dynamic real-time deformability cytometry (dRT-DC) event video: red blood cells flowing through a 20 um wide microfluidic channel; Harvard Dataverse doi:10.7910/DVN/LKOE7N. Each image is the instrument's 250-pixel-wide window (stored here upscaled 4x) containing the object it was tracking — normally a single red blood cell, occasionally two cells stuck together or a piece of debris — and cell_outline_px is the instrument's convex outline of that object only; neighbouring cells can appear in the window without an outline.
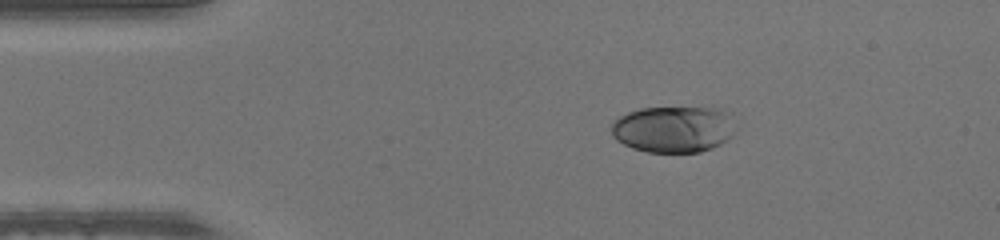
{"species": "human", "species_latin": "Homo sapiens", "temperature_condition": "warm", "stored_images_in_passage": 41, "camera_frame_rate_fps": 3000, "um_per_image_px": 0.085, "donor": {"sex": "male"}, "frame": {"image": 1, "passage_image": 1, "time_ms": 0.0, "image_size_px": [1000, 240], "cell_outline_px": [[732, 136], [728, 140], [712, 148], [700, 152], [648, 152], [632, 148], [616, 140], [612, 136], [612, 124], [620, 116], [628, 112], [640, 108], [716, 108], [728, 112]], "centroid_in_image_um": [57.19, 10.99], "position_along_channel_um": 27.8, "area_um2": 33.23}}
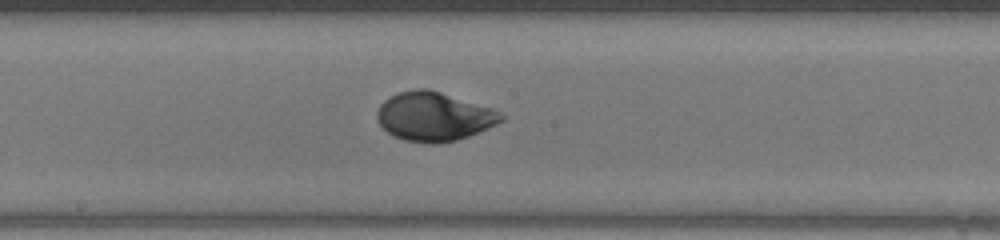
{"frame": {"image": 2, "passage_image": 18, "time_ms": 5.667, "image_size_px": [1000, 240], "cell_outline_px": [[504, 120], [496, 124], [468, 136], [456, 140], [436, 144], [432, 144], [404, 140], [388, 132], [376, 120], [376, 112], [380, 104], [384, 100], [400, 92], [416, 88], [428, 88], [492, 108], [500, 112], [504, 116]], "centroid_in_image_um": [36.87, 9.9], "position_along_channel_um": 211.3, "area_um2": 35.2}}
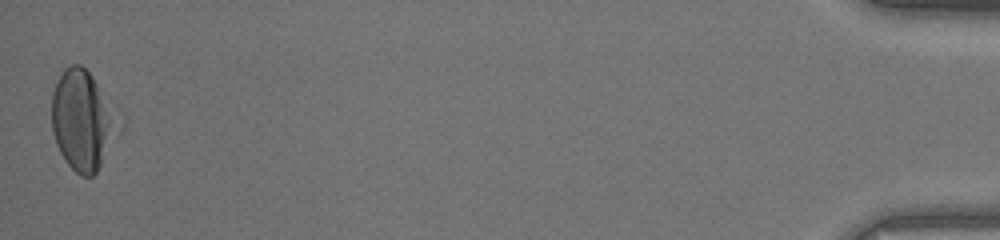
{"frame": {"image": 3, "passage_image": 41, "time_ms": 13.333, "image_size_px": [1000, 240], "cell_outline_px": [[108, 124], [100, 164], [96, 172], [92, 176], [80, 176], [68, 164], [60, 152], [56, 144], [52, 132], [52, 92], [64, 68], [72, 64], [80, 64], [92, 76], [96, 84]], "centroid_in_image_um": [6.7, 10.21], "position_along_channel_um": 428.5, "area_um2": 33.76}}